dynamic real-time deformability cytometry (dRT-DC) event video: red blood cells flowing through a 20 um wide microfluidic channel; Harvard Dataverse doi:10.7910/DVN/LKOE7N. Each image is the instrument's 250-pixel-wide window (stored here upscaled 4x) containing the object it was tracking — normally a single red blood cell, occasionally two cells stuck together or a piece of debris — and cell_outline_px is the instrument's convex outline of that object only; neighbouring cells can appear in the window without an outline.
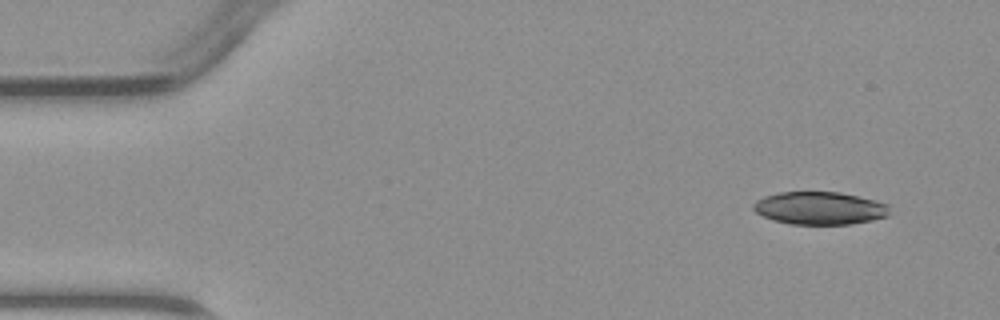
{"species": "common noctule bat (a hibernating species)", "species_latin": "Nyctalus noctula", "temperature_condition": "warm", "stored_images_in_passage": 4, "camera_frame_rate_fps": 3000, "um_per_image_px": 0.085, "animal": {"sex": "male", "body_mass_g": 23.1, "forearm_length_mm": 52.7}, "frame": {"image": 1, "passage_image": 1, "time_ms": 0.0, "image_size_px": [1000, 320], "cell_outline_px": [[888, 216], [872, 220], [852, 224], [788, 224], [772, 220], [756, 212], [752, 208], [752, 204], [756, 200], [764, 196], [780, 192], [840, 192], [876, 200], [888, 204]], "centroid_in_image_um": [69.66, 17.69], "position_along_channel_um": 15.3, "area_um2": 26.13}}